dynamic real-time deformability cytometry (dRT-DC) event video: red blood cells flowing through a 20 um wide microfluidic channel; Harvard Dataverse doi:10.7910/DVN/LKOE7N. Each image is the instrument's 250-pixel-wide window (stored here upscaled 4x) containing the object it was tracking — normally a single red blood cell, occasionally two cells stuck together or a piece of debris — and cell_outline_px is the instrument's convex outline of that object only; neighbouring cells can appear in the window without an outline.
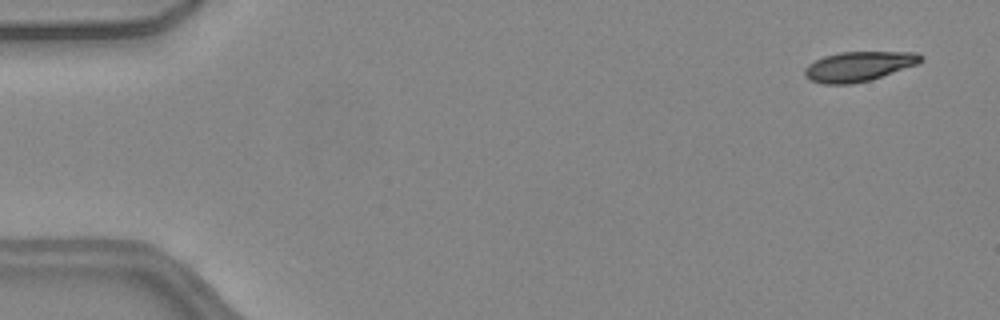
{"species": "common noctule bat (a hibernating species)", "species_latin": "Nyctalus noctula", "temperature_condition": "warm", "stored_images_in_passage": 16, "camera_frame_rate_fps": 3000, "um_per_image_px": 0.085, "animal": {"sex": "female", "body_mass_g": 24.6, "forearm_length_mm": 56.2}, "frame": {"image": 1, "passage_image": 3, "time_ms": 0.667, "image_size_px": [1000, 320], "cell_outline_px": [[924, 60], [916, 64], [872, 80], [852, 84], [824, 84], [812, 80], [804, 76], [804, 68], [808, 64], [824, 56], [840, 52], [916, 52], [924, 56]], "centroid_in_image_um": [72.99, 5.64], "position_along_channel_um": 12.0, "area_um2": 20.17}}